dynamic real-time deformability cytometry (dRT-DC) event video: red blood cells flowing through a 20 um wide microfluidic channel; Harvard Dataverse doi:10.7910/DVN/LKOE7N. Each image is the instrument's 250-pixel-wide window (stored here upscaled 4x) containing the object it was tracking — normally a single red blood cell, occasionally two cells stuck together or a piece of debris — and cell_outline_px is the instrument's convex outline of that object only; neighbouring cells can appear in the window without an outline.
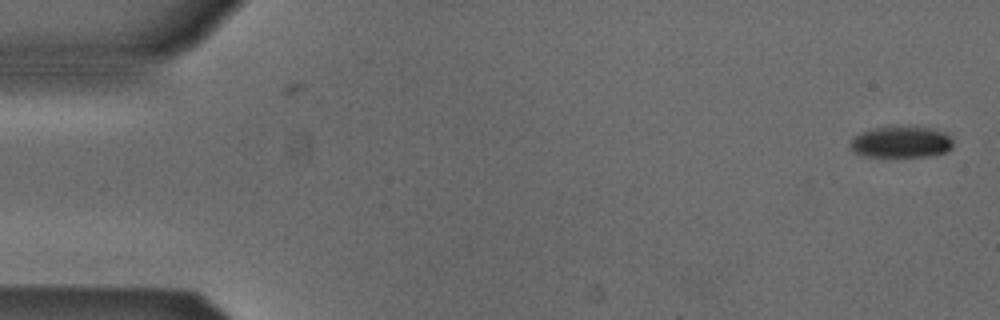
{"species": "Egyptian fruit bat (a non-hibernating species)", "species_latin": "Rousettus aegyptiacus", "temperature_condition": "cold", "stored_images_in_passage": 53, "camera_frame_rate_fps": 3000, "um_per_image_px": 0.085, "animal": {"sex": "male"}, "frame": {"image": 1, "passage_image": 1, "time_ms": 0.0, "image_size_px": [1000, 320], "cell_outline_px": [[952, 148], [948, 152], [924, 156], [864, 156], [856, 152], [852, 148], [852, 140], [860, 132], [872, 128], [904, 124], [912, 124], [936, 128], [948, 132], [952, 140]], "centroid_in_image_um": [76.69, 12.01], "position_along_channel_um": 8.3, "area_um2": 19.42}}
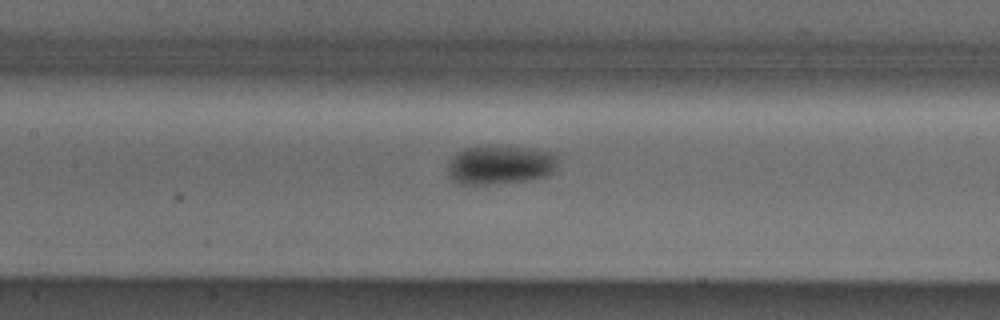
{"frame": {"image": 2, "passage_image": 24, "time_ms": 7.667, "image_size_px": [1000, 320], "cell_outline_px": [[556, 164], [552, 172], [544, 176], [528, 180], [484, 184], [460, 184], [452, 180], [448, 176], [448, 164], [464, 148], [484, 144], [500, 144], [532, 148], [556, 152]], "centroid_in_image_um": [42.51, 13.96], "position_along_channel_um": 164.9, "area_um2": 25.37}}
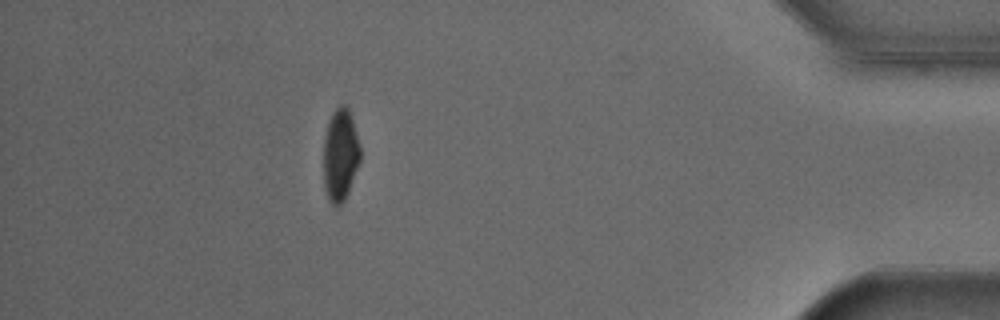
{"frame": {"image": 3, "passage_image": 47, "time_ms": 15.333, "image_size_px": [1000, 320], "cell_outline_px": [[360, 160], [348, 192], [340, 208], [336, 208], [328, 200], [324, 188], [324, 136], [328, 120], [332, 112], [340, 104], [348, 104], [360, 144]], "centroid_in_image_um": [28.92, 13.15], "position_along_channel_um": 406.3, "area_um2": 20.17}, "authors_computed_cell_mechanics": {"area_um2": 21.964, "velocity_mm_per_s": 3.8575, "shape_relaxation_time_tau1_ms": 4.2916, "shape_relaxation_time_tau2_ms": null, "deformation_change_tau1": 0.104, "deformation_change_tau2": null}}